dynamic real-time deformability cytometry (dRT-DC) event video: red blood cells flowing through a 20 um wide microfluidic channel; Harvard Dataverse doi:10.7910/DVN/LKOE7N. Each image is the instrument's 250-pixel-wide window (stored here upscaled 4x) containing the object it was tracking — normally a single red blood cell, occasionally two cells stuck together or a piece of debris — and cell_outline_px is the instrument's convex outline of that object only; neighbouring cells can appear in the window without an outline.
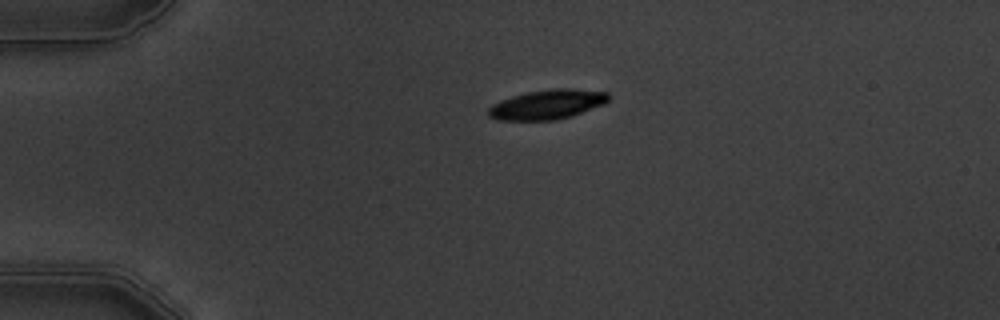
{"species": "common noctule bat (a hibernating species)", "species_latin": "Nyctalus noctula", "temperature_condition": "warm", "stored_images_in_passage": 2, "camera_frame_rate_fps": 3000, "um_per_image_px": 0.085, "animal": {"sex": "male", "body_mass_g": 19.5, "forearm_length_mm": 54.6}, "frame": {"image": 1, "passage_image": 1, "time_ms": 0.0, "image_size_px": [1000, 320], "cell_outline_px": [[608, 100], [604, 104], [572, 116], [556, 120], [496, 120], [488, 116], [488, 108], [492, 104], [500, 100], [512, 96], [528, 92], [552, 88], [572, 88], [608, 92]], "centroid_in_image_um": [46.5, 8.88], "position_along_channel_um": 38.5, "area_um2": 20.81}}